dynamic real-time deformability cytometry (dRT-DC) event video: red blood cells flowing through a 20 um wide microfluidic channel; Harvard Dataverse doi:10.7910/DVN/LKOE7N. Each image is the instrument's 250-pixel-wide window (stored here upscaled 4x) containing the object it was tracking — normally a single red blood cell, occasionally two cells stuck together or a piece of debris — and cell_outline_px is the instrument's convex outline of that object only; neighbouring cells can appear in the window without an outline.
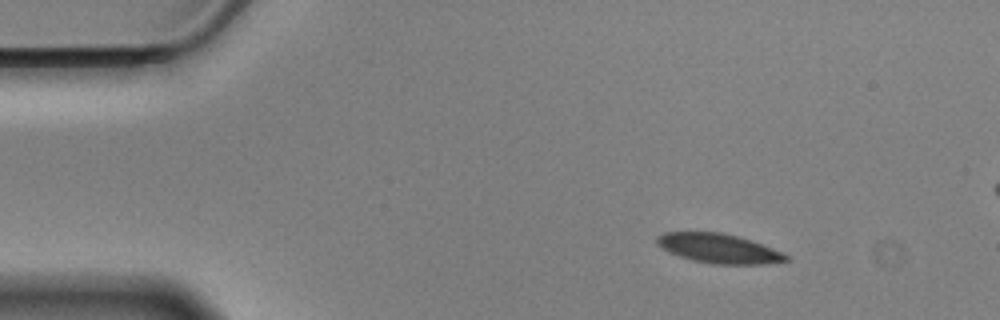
{"species": "Egyptian fruit bat (a non-hibernating species)", "species_latin": "Rousettus aegyptiacus", "temperature_condition": "cold", "stored_images_in_passage": 51, "camera_frame_rate_fps": 3000, "um_per_image_px": 0.085, "animal": {"sex": "male"}, "frame": {"image": 1, "passage_image": 1, "time_ms": 0.0, "image_size_px": [1000, 320], "cell_outline_px": [[788, 260], [764, 264], [712, 264], [692, 260], [668, 252], [656, 244], [656, 236], [664, 232], [720, 232], [736, 236], [772, 248], [788, 256]], "centroid_in_image_um": [61.02, 21.12], "position_along_channel_um": 24.0, "area_um2": 21.85}}
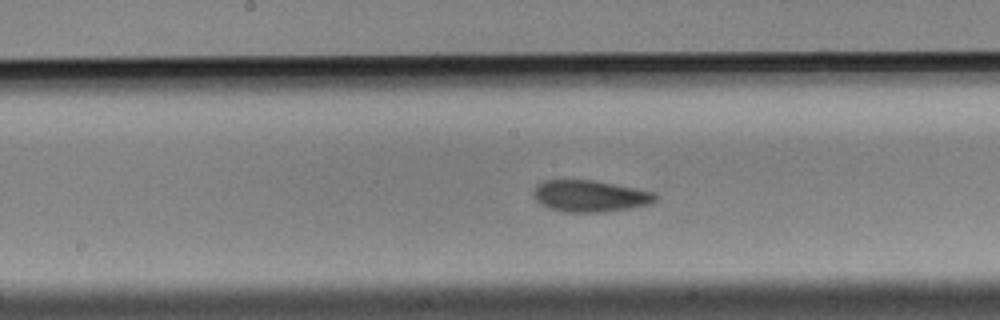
{"frame": {"image": 2, "passage_image": 22, "time_ms": 7.0, "image_size_px": [1000, 320], "cell_outline_px": [[660, 196], [652, 204], [628, 208], [600, 212], [564, 212], [548, 208], [540, 204], [532, 196], [532, 192], [536, 184], [544, 180], [592, 180], [636, 188], [656, 192]], "centroid_in_image_um": [50.14, 16.66], "position_along_channel_um": 198.1, "area_um2": 22.72}}
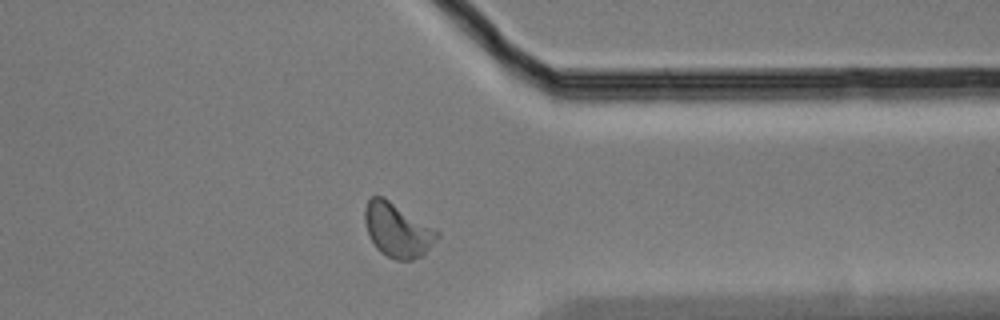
{"frame": {"image": 3, "passage_image": 38, "time_ms": 12.333, "image_size_px": [1000, 320], "cell_outline_px": [[440, 232], [436, 240], [424, 256], [412, 260], [396, 260], [380, 252], [376, 248], [368, 232], [364, 220], [364, 208], [368, 200], [372, 196], [384, 196], [436, 228]], "centroid_in_image_um": [33.81, 19.55], "position_along_channel_um": 377.6, "area_um2": 23.06}, "authors_computed_cell_mechanics": {"area_um2": 22.253, "velocity_mm_per_s": 3.4735, "shape_relaxation_time_tau1_ms": 3.8383, "shape_relaxation_time_tau2_ms": 1.9143, "deformation_change_tau1": 0.1038, "deformation_change_tau2": 0.0612}}